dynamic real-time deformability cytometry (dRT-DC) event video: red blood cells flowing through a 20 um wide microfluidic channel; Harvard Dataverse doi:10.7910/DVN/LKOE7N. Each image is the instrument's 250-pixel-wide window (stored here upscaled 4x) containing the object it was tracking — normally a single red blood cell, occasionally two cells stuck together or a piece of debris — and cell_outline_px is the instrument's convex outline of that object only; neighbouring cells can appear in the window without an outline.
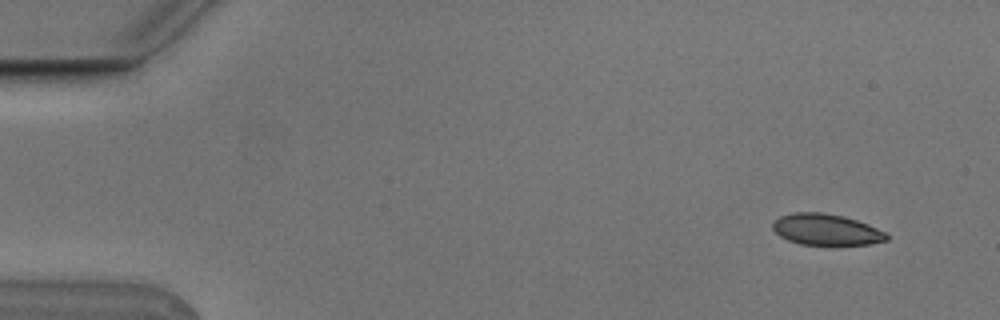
{"species": "Egyptian fruit bat (a non-hibernating species)", "species_latin": "Rousettus aegyptiacus", "temperature_condition": "cold", "stored_images_in_passage": 7, "camera_frame_rate_fps": 3000, "um_per_image_px": 0.085, "animal": {"sex": "male"}, "frame": {"image": 1, "passage_image": 1, "time_ms": 0.0, "image_size_px": [1000, 320], "cell_outline_px": [[888, 240], [868, 244], [800, 244], [788, 240], [780, 236], [772, 228], [772, 224], [780, 216], [792, 212], [820, 212], [844, 216], [868, 224], [884, 232], [888, 236]], "centroid_in_image_um": [70.2, 19.5], "position_along_channel_um": 14.8, "area_um2": 20.46}}
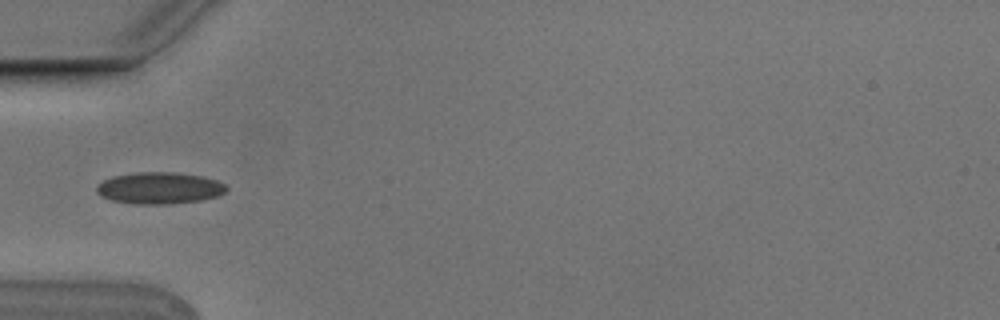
{"frame": {"image": 2, "passage_image": 5, "time_ms": 1.333, "image_size_px": [1000, 320], "cell_outline_px": [[228, 188], [224, 192], [216, 196], [200, 200], [168, 204], [132, 204], [112, 200], [100, 196], [96, 192], [96, 184], [112, 176], [136, 172], [172, 172], [204, 176], [216, 180], [224, 184]], "centroid_in_image_um": [13.51, 15.98], "position_along_channel_um": 71.5, "area_um2": 24.04}}
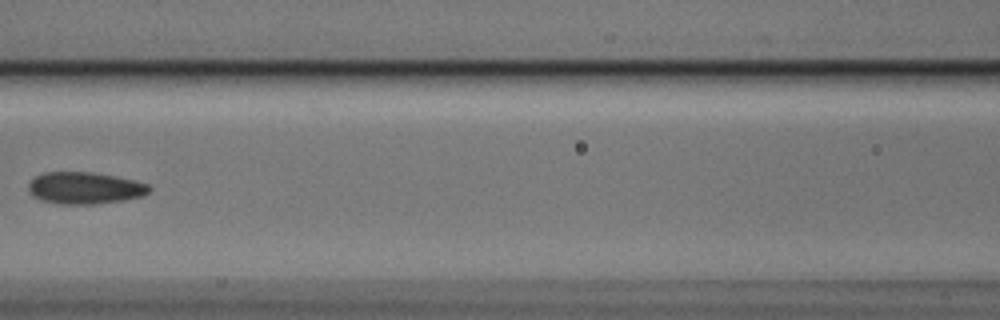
{"frame": {"image": 3, "passage_image": 7, "time_ms": 2.0, "image_size_px": [1000, 320], "cell_outline_px": [[152, 188], [144, 196], [124, 200], [96, 204], [56, 204], [40, 200], [32, 196], [28, 192], [28, 184], [36, 176], [44, 172], [92, 172], [116, 176], [148, 184]], "centroid_in_image_um": [7.19, 15.99], "position_along_channel_um": 159.4, "area_um2": 22.66}}